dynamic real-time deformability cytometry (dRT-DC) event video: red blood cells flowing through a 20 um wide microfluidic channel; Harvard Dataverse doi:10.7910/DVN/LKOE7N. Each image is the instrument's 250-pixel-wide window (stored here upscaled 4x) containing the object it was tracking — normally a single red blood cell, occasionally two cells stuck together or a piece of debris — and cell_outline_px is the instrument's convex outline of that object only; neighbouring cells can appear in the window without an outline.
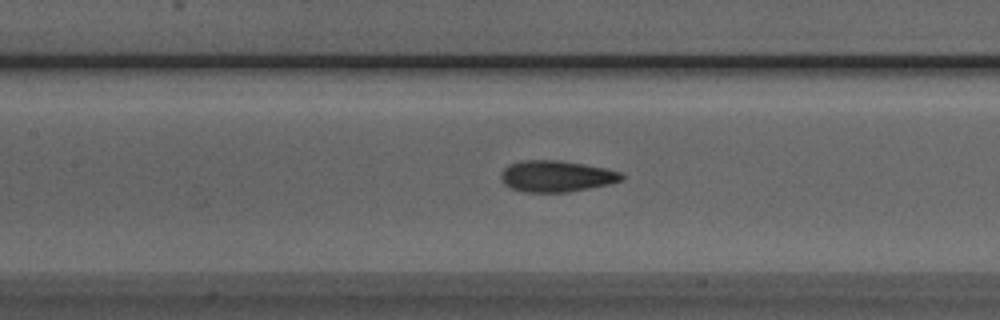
{"species": "Egyptian fruit bat (a non-hibernating species)", "species_latin": "Rousettus aegyptiacus", "temperature_condition": "room temperature", "stored_images_in_passage": 35, "camera_frame_rate_fps": 3000, "um_per_image_px": 0.085, "animal": {"sex": "male"}, "frame": {"image": 1, "passage_image": 16, "time_ms": 5.0, "image_size_px": [1000, 320], "cell_outline_px": [[624, 180], [612, 184], [568, 192], [524, 192], [512, 188], [504, 184], [500, 180], [500, 172], [508, 164], [520, 160], [560, 160], [584, 164], [604, 168], [620, 172], [624, 176]], "centroid_in_image_um": [47.27, 14.97], "position_along_channel_um": 160.1, "area_um2": 22.31}}
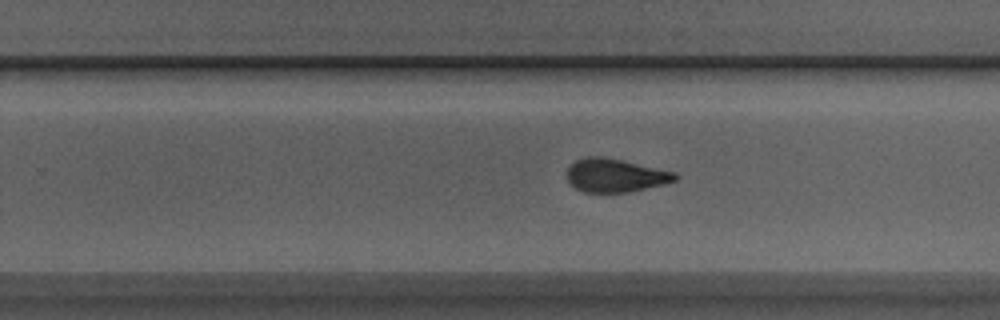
{"frame": {"image": 2, "passage_image": 25, "time_ms": 8.0, "image_size_px": [1000, 320], "cell_outline_px": [[680, 176], [676, 180], [664, 184], [628, 192], [584, 192], [576, 188], [568, 180], [568, 164], [584, 156], [604, 156], [676, 172]], "centroid_in_image_um": [52.3, 14.89], "position_along_channel_um": 277.5, "area_um2": 21.1}}
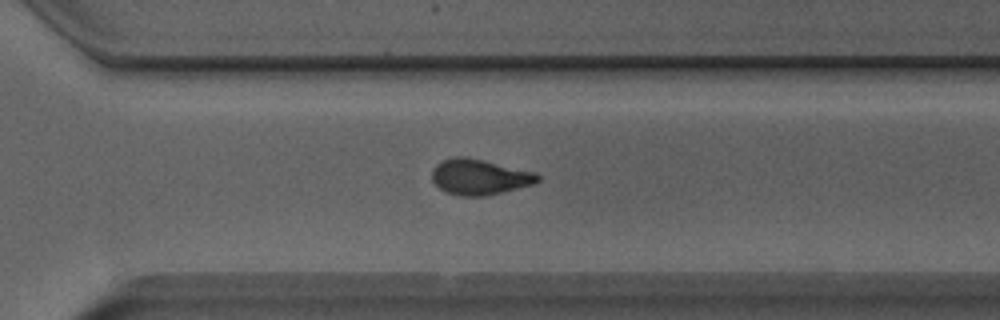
{"frame": {"image": 3, "passage_image": 29, "time_ms": 9.333, "image_size_px": [1000, 320], "cell_outline_px": [[540, 180], [532, 184], [488, 196], [460, 196], [444, 192], [432, 180], [432, 168], [436, 164], [452, 156], [464, 156], [484, 160], [536, 172], [540, 176]], "centroid_in_image_um": [40.74, 15.04], "position_along_channel_um": 329.9, "area_um2": 22.08}}